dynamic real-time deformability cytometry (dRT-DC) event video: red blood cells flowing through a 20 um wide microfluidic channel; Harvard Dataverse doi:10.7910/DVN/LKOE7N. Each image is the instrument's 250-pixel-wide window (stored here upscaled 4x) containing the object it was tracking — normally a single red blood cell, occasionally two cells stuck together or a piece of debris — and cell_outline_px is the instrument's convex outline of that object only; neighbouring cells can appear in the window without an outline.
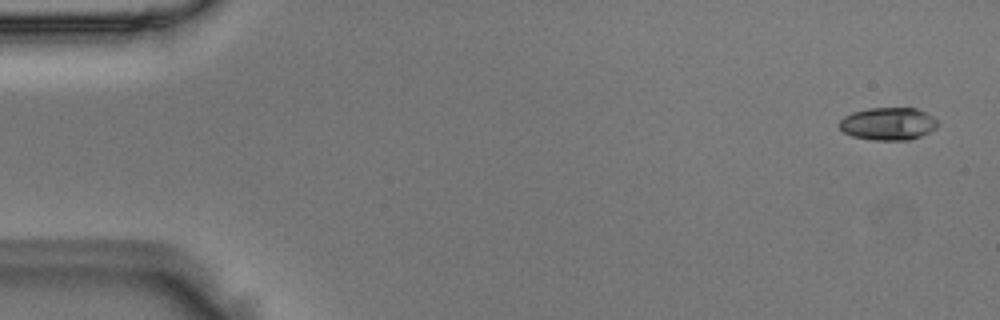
{"species": "Egyptian fruit bat (a non-hibernating species)", "species_latin": "Rousettus aegyptiacus", "temperature_condition": "room temperature", "stored_images_in_passage": 51, "camera_frame_rate_fps": 3000, "um_per_image_px": 0.085, "animal": {"sex": "male"}, "frame": {"image": 1, "passage_image": 2, "time_ms": 0.333, "image_size_px": [1000, 320], "cell_outline_px": [[940, 124], [936, 128], [920, 136], [908, 140], [872, 140], [852, 136], [844, 132], [836, 124], [844, 116], [852, 112], [868, 108], [916, 108], [932, 116]], "centroid_in_image_um": [75.46, 10.52], "position_along_channel_um": 9.5, "area_um2": 18.79}}
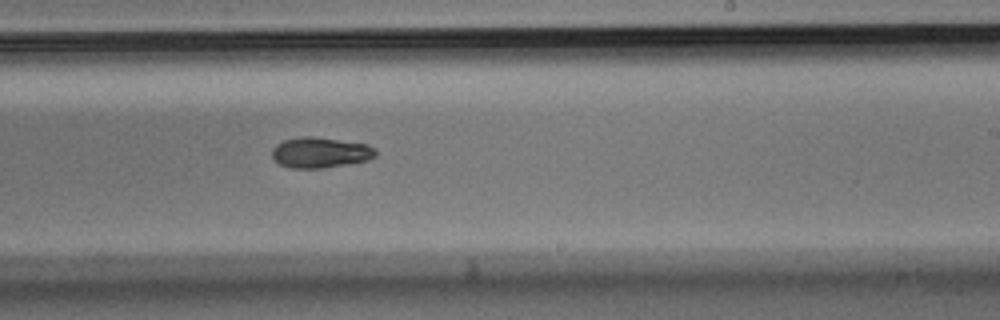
{"frame": {"image": 2, "passage_image": 31, "time_ms": 10.0, "image_size_px": [1000, 320], "cell_outline_px": [[376, 156], [368, 160], [348, 164], [324, 168], [292, 168], [280, 164], [272, 156], [272, 148], [276, 144], [284, 140], [300, 136], [312, 136], [368, 144], [376, 148]], "centroid_in_image_um": [27.24, 12.96], "position_along_channel_um": 261.8, "area_um2": 18.55}}
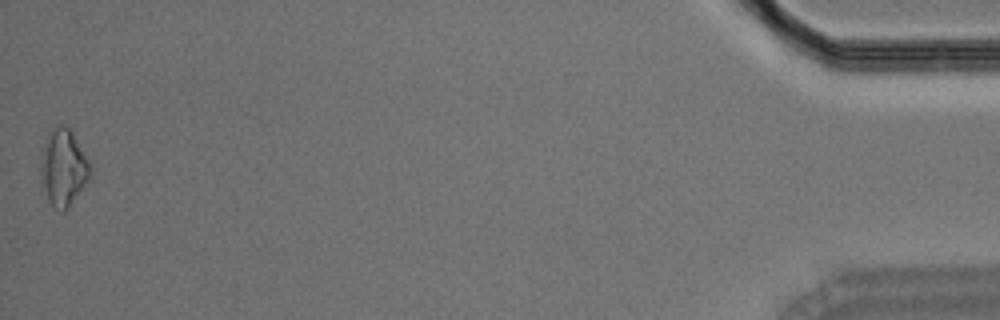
{"frame": {"image": 3, "passage_image": 51, "time_ms": 16.667, "image_size_px": [1000, 320], "cell_outline_px": [[92, 176], [68, 208], [64, 212], [60, 212], [48, 200], [40, 168], [48, 140], [52, 132], [60, 124], [64, 124], [72, 132], [92, 164]], "centroid_in_image_um": [5.48, 14.3], "position_along_channel_um": 429.7, "area_um2": 21.39}}